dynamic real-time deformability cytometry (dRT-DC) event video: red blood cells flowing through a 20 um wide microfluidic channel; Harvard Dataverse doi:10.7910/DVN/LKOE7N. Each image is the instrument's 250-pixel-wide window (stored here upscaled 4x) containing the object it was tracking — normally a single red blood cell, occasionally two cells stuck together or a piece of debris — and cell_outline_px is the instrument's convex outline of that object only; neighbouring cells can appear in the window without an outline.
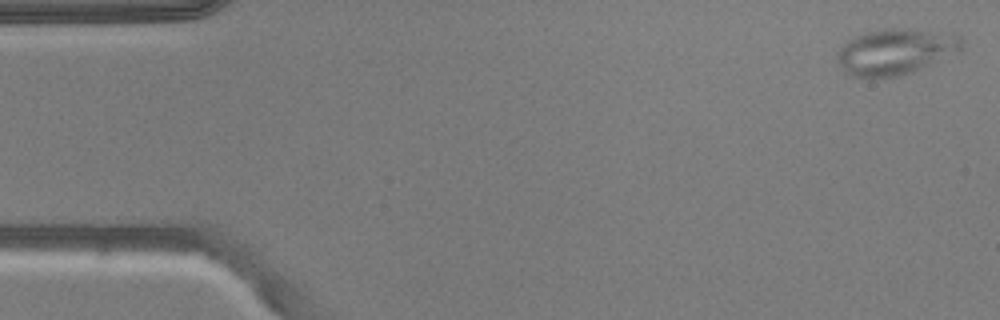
{"species": "common noctule bat (a hibernating species)", "species_latin": "Nyctalus noctula", "temperature_condition": "warm", "stored_images_in_passage": 7, "camera_frame_rate_fps": 3000, "um_per_image_px": 0.085, "animal": {"sex": "male", "body_mass_g": 20.5, "forearm_length_mm": 52.5}, "frame": {"image": 1, "passage_image": 1, "time_ms": 0.0, "image_size_px": [1000, 320], "cell_outline_px": [[964, 48], [960, 52], [912, 72], [900, 76], [872, 80], [852, 76], [844, 72], [836, 60], [836, 52], [852, 36], [864, 32], [884, 28], [908, 28], [960, 36], [964, 40]], "centroid_in_image_um": [76.07, 4.42], "position_along_channel_um": 8.9, "area_um2": 34.16}}